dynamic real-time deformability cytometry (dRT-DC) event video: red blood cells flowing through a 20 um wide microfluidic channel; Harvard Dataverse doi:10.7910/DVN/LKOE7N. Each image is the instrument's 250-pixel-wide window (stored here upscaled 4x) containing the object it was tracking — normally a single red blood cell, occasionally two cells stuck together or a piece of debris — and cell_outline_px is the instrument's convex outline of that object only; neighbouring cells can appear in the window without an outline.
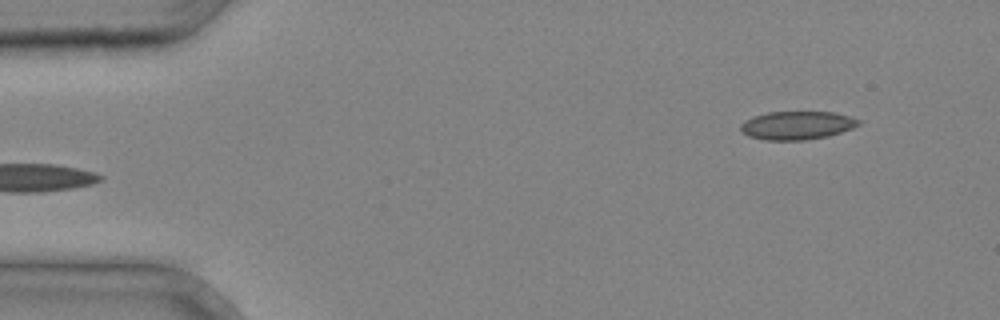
{"species": "common noctule bat (a hibernating species)", "species_latin": "Nyctalus noctula", "temperature_condition": "cold", "stored_images_in_passage": 4, "segment_of_instrument_passage": [2, 2], "camera_frame_rate_fps": 3000, "um_per_image_px": 0.085, "animal": {"sex": "male", "body_mass_g": 20.4}, "frame": {"image": 1, "passage_image": 4, "time_ms": 1.0, "image_size_px": [1000, 320], "cell_outline_px": [[860, 124], [852, 128], [828, 136], [804, 140], [764, 140], [748, 136], [740, 128], [740, 124], [744, 120], [752, 116], [768, 112], [832, 112], [848, 116], [860, 120]], "centroid_in_image_um": [67.71, 10.65], "position_along_channel_um": 17.3, "area_um2": 19.42}}